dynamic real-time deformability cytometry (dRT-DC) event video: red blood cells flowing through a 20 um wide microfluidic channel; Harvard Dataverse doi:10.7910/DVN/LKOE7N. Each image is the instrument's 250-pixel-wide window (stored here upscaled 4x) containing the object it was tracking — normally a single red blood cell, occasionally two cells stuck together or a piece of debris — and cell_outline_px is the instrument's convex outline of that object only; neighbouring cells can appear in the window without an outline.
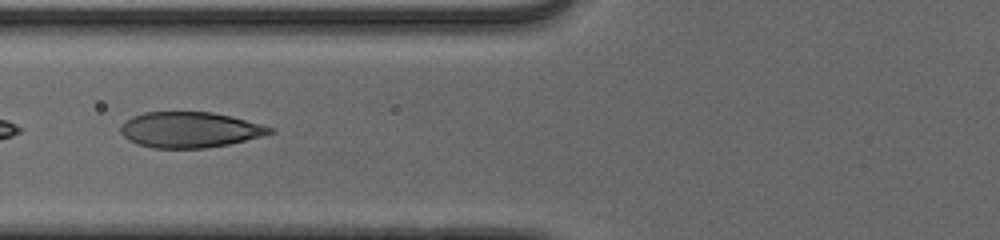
{"species": "human", "species_latin": "Homo sapiens", "temperature_condition": "cold", "stored_images_in_passage": 53, "segment_of_instrument_passage": [2, 2], "camera_frame_rate_fps": 3000, "um_per_image_px": 0.085, "donor": {"sex": "male"}, "frame": {"image": 1, "passage_image": 24, "time_ms": 7.667, "image_size_px": [1000, 240], "cell_outline_px": [[276, 132], [228, 144], [204, 148], [152, 148], [136, 144], [128, 140], [120, 132], [120, 128], [124, 120], [132, 116], [144, 112], [212, 112], [232, 116], [276, 128]], "centroid_in_image_um": [16.11, 11.02], "position_along_channel_um": 109.7, "area_um2": 31.15}}
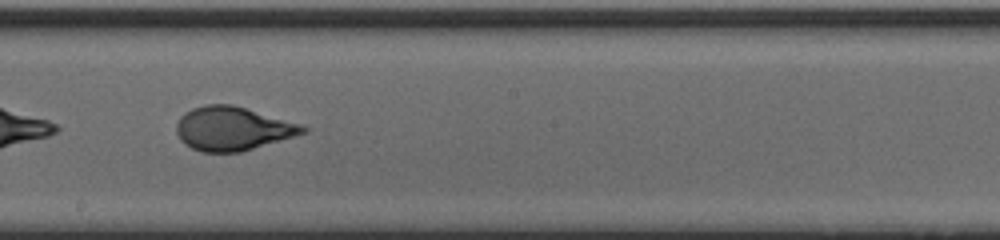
{"frame": {"image": 2, "passage_image": 33, "time_ms": 10.667, "image_size_px": [1000, 240], "cell_outline_px": [[308, 132], [240, 152], [200, 152], [184, 144], [180, 140], [176, 132], [176, 124], [180, 116], [184, 112], [192, 108], [204, 104], [232, 104], [300, 124], [308, 128]], "centroid_in_image_um": [19.72, 10.93], "position_along_channel_um": 228.5, "area_um2": 32.19}}
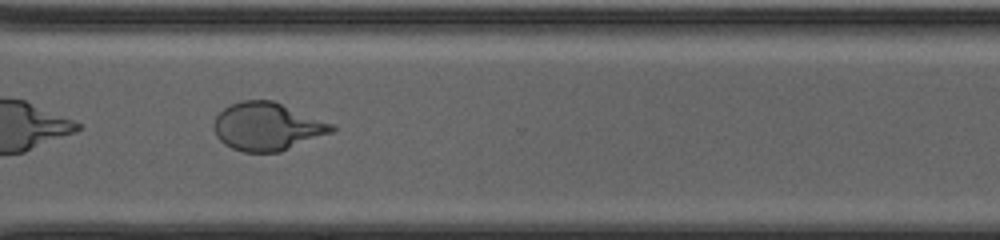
{"frame": {"image": 3, "passage_image": 42, "time_ms": 13.667, "image_size_px": [1000, 240], "cell_outline_px": [[336, 128], [332, 132], [280, 152], [244, 152], [232, 148], [224, 144], [216, 136], [212, 124], [216, 116], [224, 108], [240, 100], [272, 100], [332, 124]], "centroid_in_image_um": [22.66, 10.76], "position_along_channel_um": 347.9, "area_um2": 32.66}}